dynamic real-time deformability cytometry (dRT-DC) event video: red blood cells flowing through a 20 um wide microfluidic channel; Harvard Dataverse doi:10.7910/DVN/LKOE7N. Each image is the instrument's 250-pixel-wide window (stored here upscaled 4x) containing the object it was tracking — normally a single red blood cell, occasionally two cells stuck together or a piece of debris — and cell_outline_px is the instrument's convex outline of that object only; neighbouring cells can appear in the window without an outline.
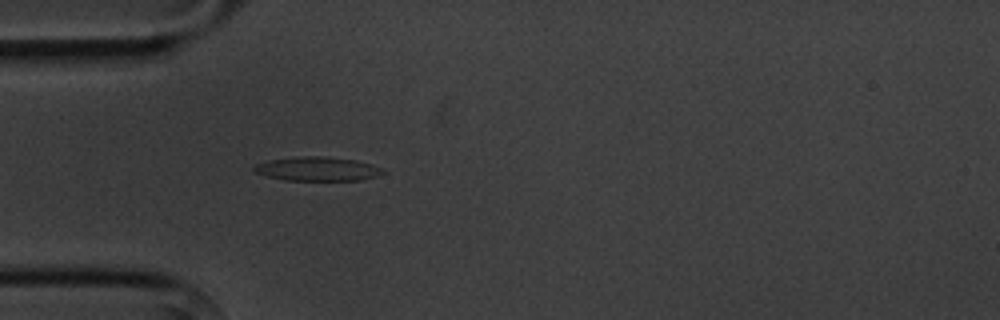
{"species": "common noctule bat (a hibernating species)", "species_latin": "Nyctalus noctula", "temperature_condition": "cold", "stored_images_in_passage": 3, "camera_frame_rate_fps": 3000, "um_per_image_px": 0.085, "animal": {"sex": "male", "body_mass_g": 20.1, "forearm_length_mm": 53.5}, "frame": {"image": 1, "passage_image": 3, "time_ms": 2.333, "image_size_px": [1000, 320], "cell_outline_px": [[388, 172], [376, 176], [360, 180], [284, 180], [268, 176], [256, 172], [252, 168], [256, 164], [268, 160], [300, 156], [324, 156], [356, 160], [372, 164], [384, 168]], "centroid_in_image_um": [27.03, 14.35], "position_along_channel_um": 58.0, "area_um2": 18.09}}